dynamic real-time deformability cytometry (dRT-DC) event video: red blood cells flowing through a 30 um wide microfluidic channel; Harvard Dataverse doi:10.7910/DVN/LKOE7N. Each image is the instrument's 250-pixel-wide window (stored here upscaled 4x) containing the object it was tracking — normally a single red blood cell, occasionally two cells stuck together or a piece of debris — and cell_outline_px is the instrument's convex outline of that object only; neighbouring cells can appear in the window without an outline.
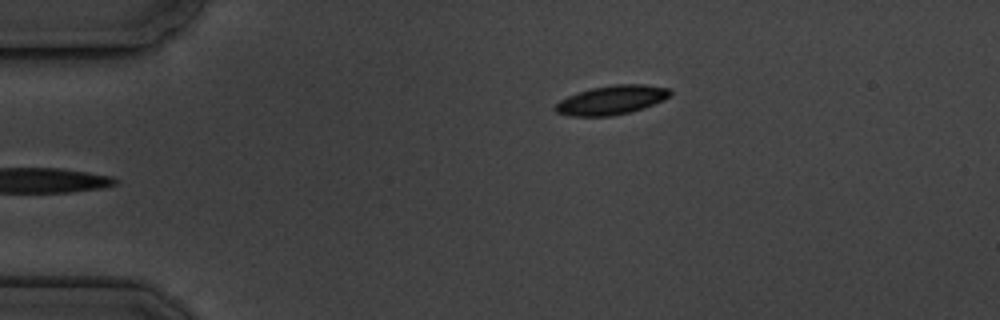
{"species": "common noctule bat (a hibernating species)", "species_latin": "Nyctalus noctula", "temperature_condition": "cold", "stored_images_in_passage": 6, "camera_frame_rate_fps": 3000, "um_per_image_px": 0.085, "animal": {"sex": "male", "body_mass_g": 19.5, "forearm_length_mm": 54.6}, "frame": {"image": 1, "passage_image": 6, "time_ms": 5.667, "image_size_px": [1000, 320], "cell_outline_px": [[672, 96], [664, 100], [644, 108], [612, 116], [572, 116], [556, 112], [552, 108], [560, 100], [568, 96], [592, 88], [612, 84], [644, 84], [668, 88], [672, 92]], "centroid_in_image_um": [52.01, 8.5], "position_along_channel_um": 33.0, "area_um2": 19.48}}